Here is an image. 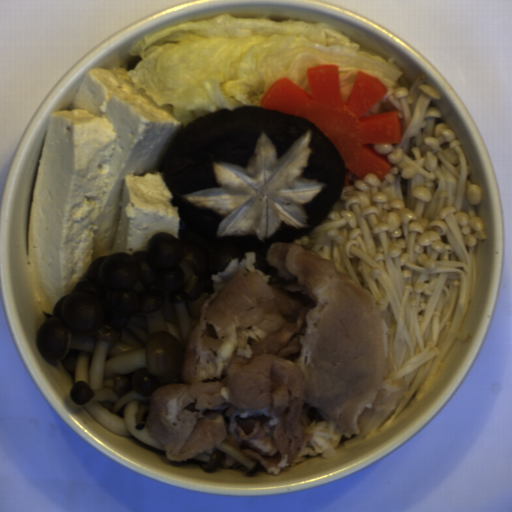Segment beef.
Returning a JSON list of instances; mask_svg holds the SVG:
<instances>
[{
	"instance_id": "33117281",
	"label": "beef",
	"mask_w": 512,
	"mask_h": 512,
	"mask_svg": "<svg viewBox=\"0 0 512 512\" xmlns=\"http://www.w3.org/2000/svg\"><path fill=\"white\" fill-rule=\"evenodd\" d=\"M269 247L282 281L256 268L255 251L211 274L181 382L151 396L146 425L174 463L222 442L274 475L313 455L329 460L406 392L369 292L307 249Z\"/></svg>"
}]
</instances>
